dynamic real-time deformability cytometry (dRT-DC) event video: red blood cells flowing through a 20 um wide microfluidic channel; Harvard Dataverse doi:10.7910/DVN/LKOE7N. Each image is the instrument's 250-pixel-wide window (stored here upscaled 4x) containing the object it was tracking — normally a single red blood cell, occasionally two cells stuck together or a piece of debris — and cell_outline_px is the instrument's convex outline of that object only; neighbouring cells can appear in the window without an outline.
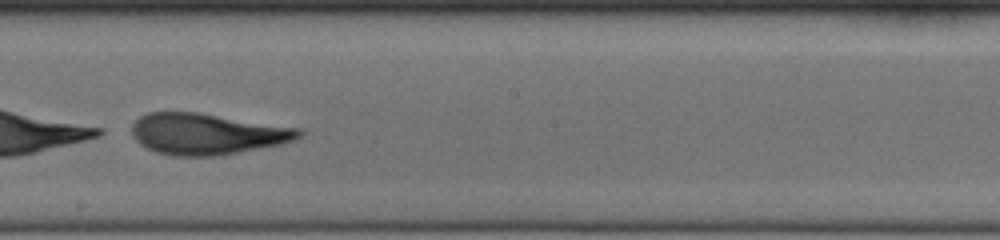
{"species": "human", "species_latin": "Homo sapiens", "temperature_condition": "cold", "stored_images_in_passage": 38, "camera_frame_rate_fps": 3000, "um_per_image_px": 0.085, "donor": {"sex": "female"}, "frame": {"image": 1, "passage_image": 19, "time_ms": 6.0, "image_size_px": [1000, 240], "cell_outline_px": [[304, 132], [300, 136], [292, 140], [280, 144], [260, 148], [216, 156], [172, 156], [156, 152], [140, 144], [132, 136], [132, 124], [140, 116], [148, 112], [200, 112], [300, 128]], "centroid_in_image_um": [17.57, 11.37], "position_along_channel_um": 230.6, "area_um2": 40.11}}
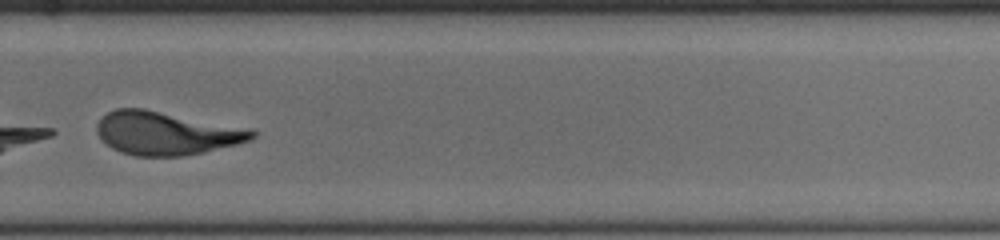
{"frame": {"image": 2, "passage_image": 26, "time_ms": 8.333, "image_size_px": [1000, 240], "cell_outline_px": [[256, 136], [252, 140], [204, 152], [180, 156], [136, 156], [120, 152], [112, 148], [96, 132], [96, 124], [108, 112], [116, 108], [144, 108], [252, 128], [256, 132]], "centroid_in_image_um": [14.17, 11.31], "position_along_channel_um": 315.6, "area_um2": 39.3}}
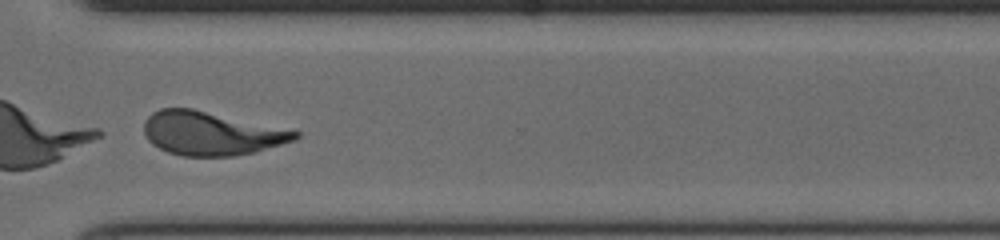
{"frame": {"image": 3, "passage_image": 29, "time_ms": 9.333, "image_size_px": [1000, 240], "cell_outline_px": [[300, 136], [296, 140], [256, 152], [232, 156], [184, 156], [168, 152], [152, 144], [148, 140], [144, 132], [144, 120], [152, 112], [160, 108], [192, 108], [300, 132]], "centroid_in_image_um": [17.93, 11.34], "position_along_channel_um": 352.7, "area_um2": 38.26}}